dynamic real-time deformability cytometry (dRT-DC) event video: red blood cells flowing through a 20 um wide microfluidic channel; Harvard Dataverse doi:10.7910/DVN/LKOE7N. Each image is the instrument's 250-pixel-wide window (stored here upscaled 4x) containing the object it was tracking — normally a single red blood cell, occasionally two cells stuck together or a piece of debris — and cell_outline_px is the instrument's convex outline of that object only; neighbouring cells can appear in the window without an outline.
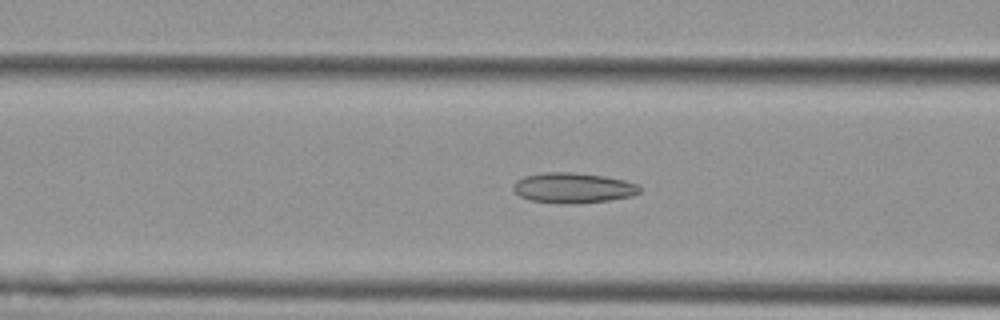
{"species": "Egyptian fruit bat (a non-hibernating species)", "species_latin": "Rousettus aegyptiacus", "temperature_condition": "cold", "stored_images_in_passage": 53, "camera_frame_rate_fps": 3000, "um_per_image_px": 0.085, "animal": {"sex": "female"}, "frame": {"image": 1, "passage_image": 21, "time_ms": 6.667, "image_size_px": [1000, 320], "cell_outline_px": [[640, 192], [632, 196], [608, 200], [576, 204], [568, 204], [532, 200], [520, 196], [512, 188], [512, 184], [516, 180], [524, 176], [544, 172], [572, 172], [604, 176], [624, 180], [636, 184], [640, 188]], "centroid_in_image_um": [48.69, 15.96], "position_along_channel_um": 117.9, "area_um2": 22.25}}
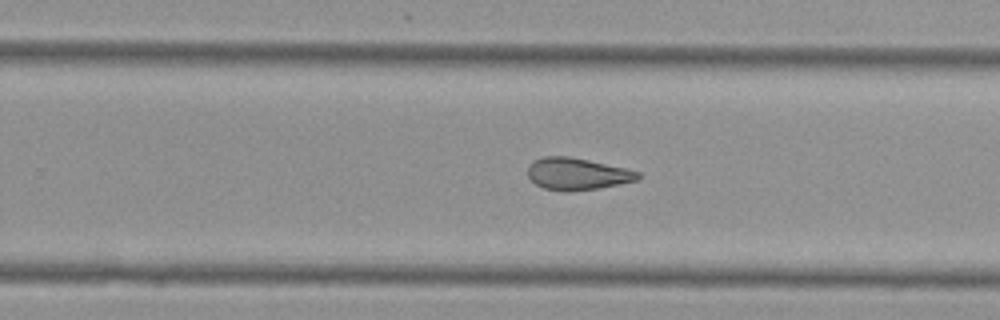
{"frame": {"image": 2, "passage_image": 34, "time_ms": 11.0, "image_size_px": [1000, 320], "cell_outline_px": [[640, 176], [636, 180], [600, 188], [544, 188], [536, 184], [528, 176], [528, 164], [532, 160], [544, 156], [568, 156], [588, 160], [624, 168], [640, 172]], "centroid_in_image_um": [49.04, 14.72], "position_along_channel_um": 280.8, "area_um2": 19.65}}
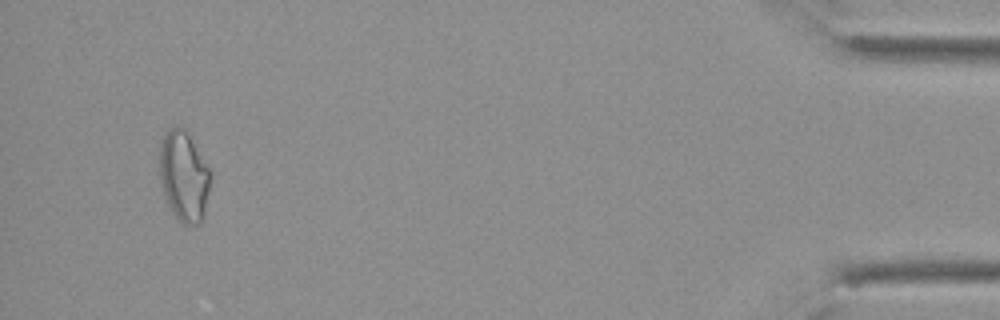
{"frame": {"image": 3, "passage_image": 51, "time_ms": 16.667, "image_size_px": [1000, 320], "cell_outline_px": [[212, 176], [204, 212], [200, 224], [184, 224], [172, 212], [164, 196], [160, 184], [160, 144], [164, 132], [168, 128], [176, 124], [180, 124], [184, 128], [208, 168]], "centroid_in_image_um": [15.6, 14.95], "position_along_channel_um": 419.6, "area_um2": 26.7}, "authors_computed_cell_mechanics": {"area_um2": 23.6402, "velocity_mm_per_s": 3.7684, "shape_relaxation_time_tau1_ms": null, "shape_relaxation_time_tau2_ms": 3.5446, "deformation_change_tau1": null, "deformation_change_tau2": 0.1049}}